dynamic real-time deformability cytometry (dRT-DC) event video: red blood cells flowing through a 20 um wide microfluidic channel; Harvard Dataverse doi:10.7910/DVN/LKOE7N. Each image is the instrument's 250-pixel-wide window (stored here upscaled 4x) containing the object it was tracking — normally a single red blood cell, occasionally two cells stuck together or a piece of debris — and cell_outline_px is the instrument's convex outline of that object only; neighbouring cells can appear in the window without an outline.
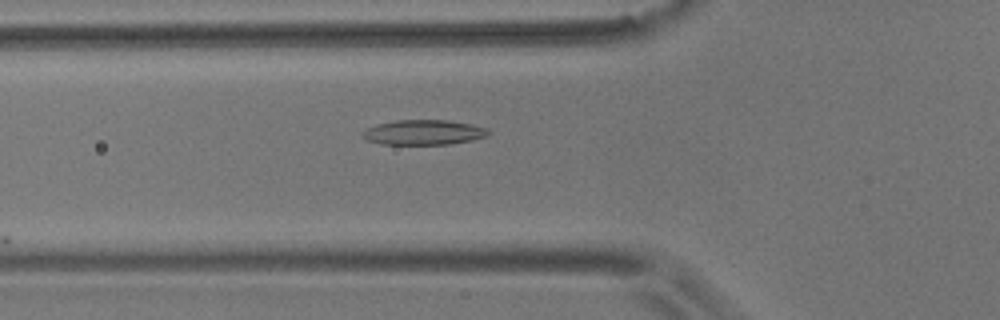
{"species": "common noctule bat (a hibernating species)", "species_latin": "Nyctalus noctula", "temperature_condition": "room temperature", "stored_images_in_passage": 9, "camera_frame_rate_fps": 3000, "um_per_image_px": 0.085, "animal": {"sex": "male", "body_mass_g": 17.9}, "frame": {"image": 1, "passage_image": 5, "time_ms": 1.333, "image_size_px": [1000, 320], "cell_outline_px": [[492, 132], [488, 136], [472, 140], [448, 144], [380, 144], [368, 140], [360, 136], [360, 132], [376, 124], [396, 120], [448, 120], [472, 124], [484, 128]], "centroid_in_image_um": [35.99, 11.25], "position_along_channel_um": 89.8, "area_um2": 18.38}}
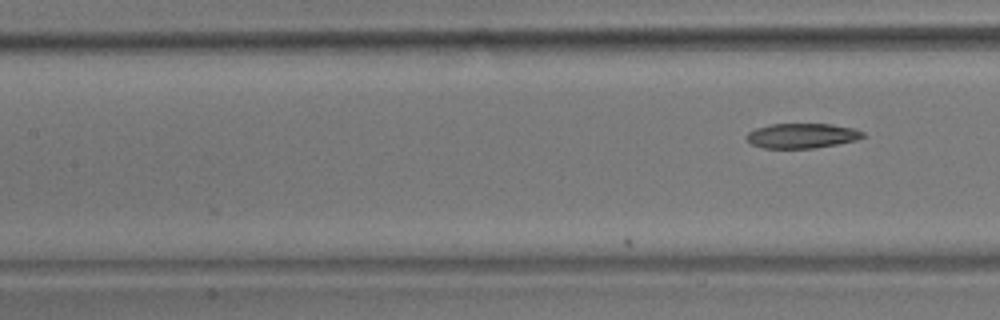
{"frame": {"image": 2, "passage_image": 9, "time_ms": 2.667, "image_size_px": [1000, 320], "cell_outline_px": [[864, 136], [856, 140], [816, 148], [764, 148], [752, 144], [744, 136], [748, 132], [756, 128], [772, 124], [832, 124], [852, 128], [864, 132]], "centroid_in_image_um": [68.15, 11.53], "position_along_channel_um": 139.3, "area_um2": 16.76}}